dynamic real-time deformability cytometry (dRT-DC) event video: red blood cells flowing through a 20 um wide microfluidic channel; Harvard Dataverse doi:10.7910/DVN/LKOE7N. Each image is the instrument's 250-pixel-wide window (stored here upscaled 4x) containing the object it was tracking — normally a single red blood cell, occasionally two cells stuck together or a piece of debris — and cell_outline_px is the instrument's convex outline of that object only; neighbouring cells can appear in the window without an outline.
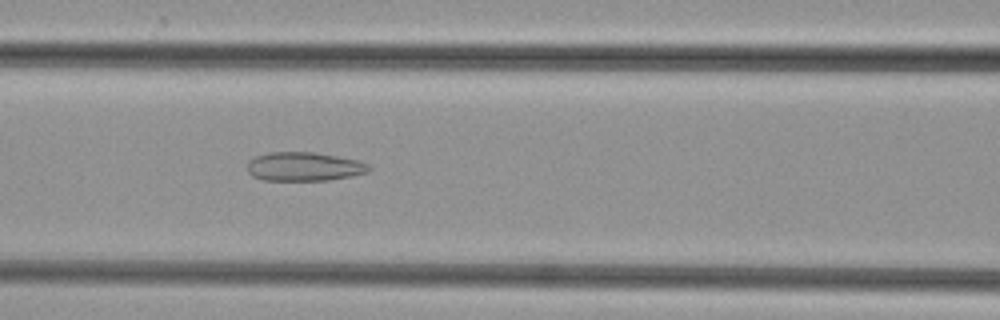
{"species": "common noctule bat (a hibernating species)", "species_latin": "Nyctalus noctula", "temperature_condition": "cold", "stored_images_in_passage": 49, "camera_frame_rate_fps": 3000, "um_per_image_px": 0.085, "animal": {"sex": "female", "body_mass_g": 29.2, "forearm_length_mm": 56.3}, "frame": {"image": 1, "passage_image": 21, "time_ms": 6.667, "image_size_px": [1000, 320], "cell_outline_px": [[372, 168], [368, 172], [352, 176], [328, 180], [264, 180], [252, 176], [248, 172], [248, 160], [256, 156], [268, 152], [312, 152], [360, 160], [368, 164]], "centroid_in_image_um": [25.86, 14.16], "position_along_channel_um": 140.7, "area_um2": 20.52}}
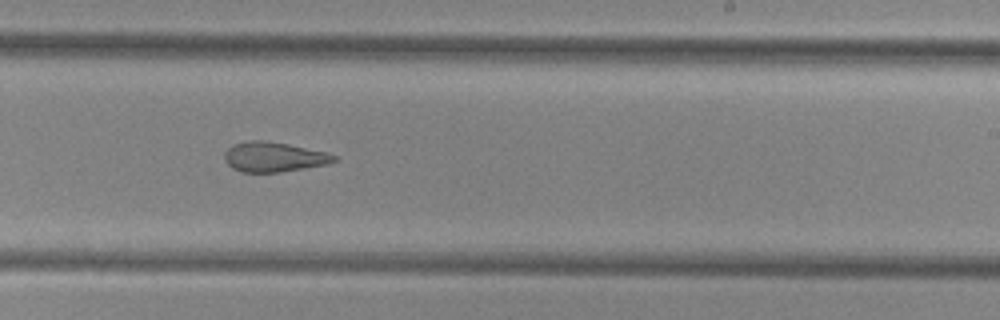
{"frame": {"image": 2, "passage_image": 30, "time_ms": 9.667, "image_size_px": [1000, 320], "cell_outline_px": [[340, 160], [328, 164], [280, 172], [240, 172], [232, 168], [224, 160], [224, 152], [232, 144], [248, 140], [268, 140], [328, 152], [336, 156]], "centroid_in_image_um": [23.28, 13.33], "position_along_channel_um": 265.7, "area_um2": 19.36}}
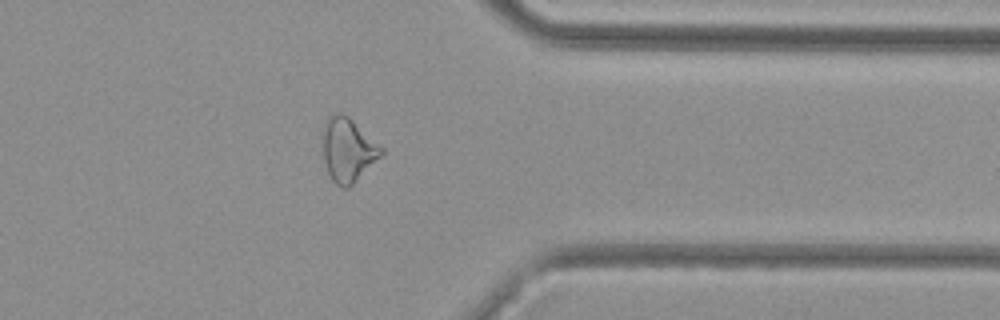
{"frame": {"image": 3, "passage_image": 39, "time_ms": 12.667, "image_size_px": [1000, 320], "cell_outline_px": [[384, 152], [348, 188], [340, 188], [332, 180], [328, 172], [324, 160], [324, 124], [336, 112], [340, 112], [348, 116], [384, 148]], "centroid_in_image_um": [29.58, 12.74], "position_along_channel_um": 381.8, "area_um2": 21.21}}